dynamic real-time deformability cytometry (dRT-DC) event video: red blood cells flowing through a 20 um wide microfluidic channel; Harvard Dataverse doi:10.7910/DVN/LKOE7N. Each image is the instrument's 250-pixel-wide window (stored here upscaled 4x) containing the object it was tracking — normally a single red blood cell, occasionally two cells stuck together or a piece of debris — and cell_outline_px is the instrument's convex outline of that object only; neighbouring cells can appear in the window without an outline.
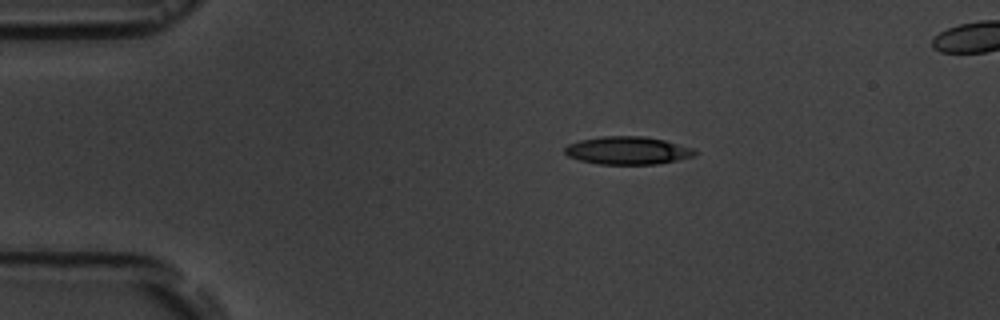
{"species": "common noctule bat (a hibernating species)", "species_latin": "Nyctalus noctula", "temperature_condition": "room temperature", "stored_images_in_passage": 4, "camera_frame_rate_fps": 3000, "um_per_image_px": 0.085, "animal": {"sex": "male", "body_mass_g": 19.5, "forearm_length_mm": 54.6}, "frame": {"image": 1, "passage_image": 2, "time_ms": 2.0, "image_size_px": [1000, 320], "cell_outline_px": [[700, 152], [696, 156], [656, 164], [600, 164], [580, 160], [568, 156], [564, 152], [564, 148], [568, 144], [580, 140], [600, 136], [644, 136], [664, 140], [692, 148]], "centroid_in_image_um": [53.36, 12.79], "position_along_channel_um": 31.6, "area_um2": 21.15}}